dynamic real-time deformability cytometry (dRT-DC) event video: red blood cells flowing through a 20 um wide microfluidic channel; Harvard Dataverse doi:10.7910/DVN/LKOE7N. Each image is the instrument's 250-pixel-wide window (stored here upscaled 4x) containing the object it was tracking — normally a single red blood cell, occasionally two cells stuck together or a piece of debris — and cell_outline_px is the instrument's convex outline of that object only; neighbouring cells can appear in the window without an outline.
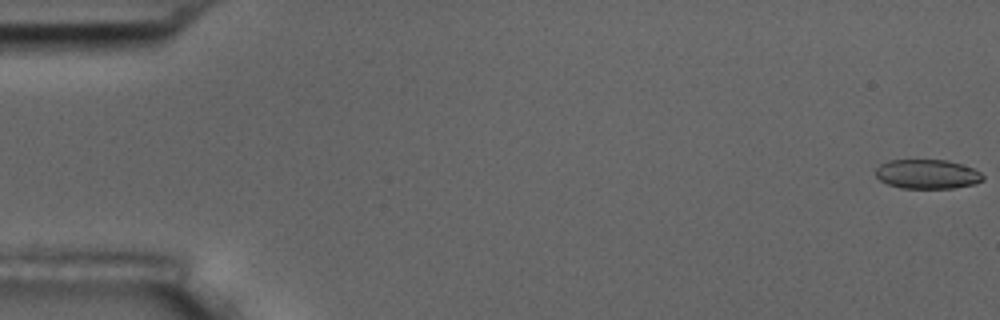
{"species": "common noctule bat (a hibernating species)", "species_latin": "Nyctalus noctula", "temperature_condition": "room temperature", "stored_images_in_passage": 7, "camera_frame_rate_fps": 3000, "um_per_image_px": 0.085, "animal": {"sex": "male", "body_mass_g": 17.5, "forearm_length_mm": 52.3}, "frame": {"image": 1, "passage_image": 1, "time_ms": 0.0, "image_size_px": [1000, 320], "cell_outline_px": [[984, 180], [976, 184], [952, 188], [900, 188], [888, 184], [880, 180], [876, 176], [876, 168], [880, 164], [888, 160], [948, 160], [972, 168], [980, 172], [984, 176]], "centroid_in_image_um": [78.82, 14.8], "position_along_channel_um": 6.2, "area_um2": 18.38}}
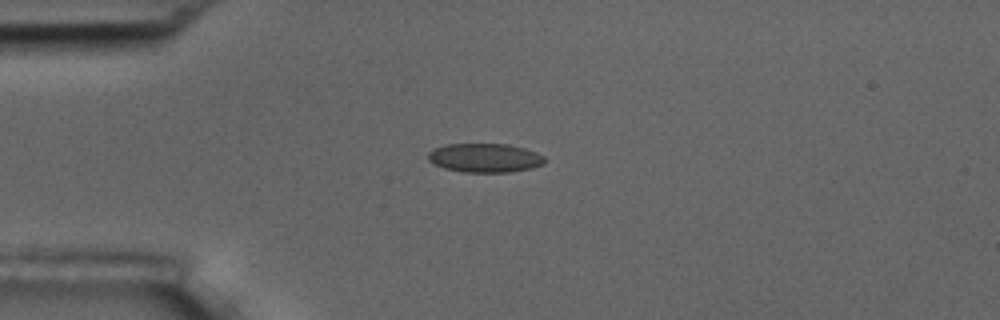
{"frame": {"image": 2, "passage_image": 5, "time_ms": 4.667, "image_size_px": [1000, 320], "cell_outline_px": [[548, 160], [544, 164], [532, 168], [508, 172], [464, 172], [444, 168], [428, 160], [428, 152], [444, 144], [508, 144], [524, 148], [536, 152], [544, 156]], "centroid_in_image_um": [41.25, 13.42], "position_along_channel_um": 43.7, "area_um2": 19.71}}